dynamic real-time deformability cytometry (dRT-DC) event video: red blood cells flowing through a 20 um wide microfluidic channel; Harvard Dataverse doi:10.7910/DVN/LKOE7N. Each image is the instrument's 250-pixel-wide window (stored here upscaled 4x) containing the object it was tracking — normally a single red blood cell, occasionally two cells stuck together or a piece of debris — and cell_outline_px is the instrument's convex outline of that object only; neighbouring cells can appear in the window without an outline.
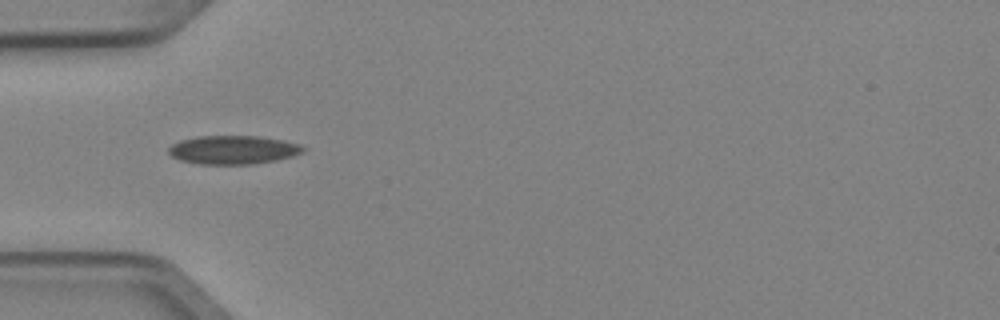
{"species": "Egyptian fruit bat (a non-hibernating species)", "species_latin": "Rousettus aegyptiacus", "temperature_condition": "cold", "stored_images_in_passage": 8, "camera_frame_rate_fps": 3000, "um_per_image_px": 0.085, "animal": {"sex": "female"}, "frame": {"image": 1, "passage_image": 5, "time_ms": 1.333, "image_size_px": [1000, 320], "cell_outline_px": [[308, 148], [304, 152], [292, 156], [276, 160], [252, 164], [200, 164], [180, 160], [172, 156], [168, 152], [168, 148], [172, 144], [180, 140], [200, 136], [260, 136], [284, 140], [300, 144]], "centroid_in_image_um": [19.85, 12.73], "position_along_channel_um": 65.1, "area_um2": 22.54}}
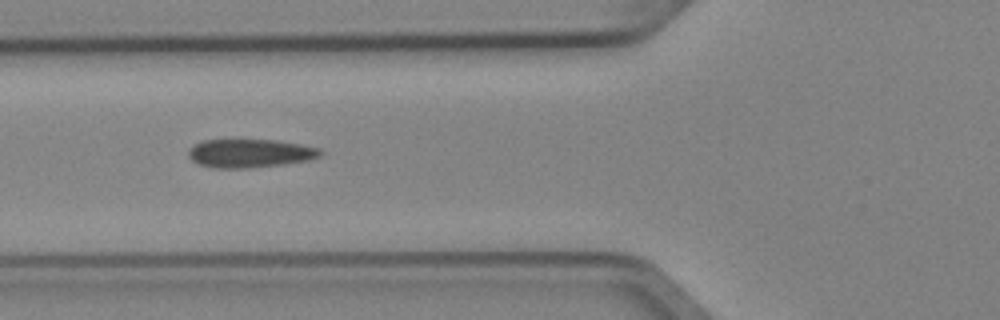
{"frame": {"image": 2, "passage_image": 6, "time_ms": 1.667, "image_size_px": [1000, 320], "cell_outline_px": [[324, 152], [320, 156], [308, 160], [280, 164], [244, 168], [212, 168], [200, 164], [192, 160], [188, 156], [188, 148], [204, 140], [276, 140], [300, 144], [320, 148]], "centroid_in_image_um": [21.24, 13.02], "position_along_channel_um": 104.6, "area_um2": 21.73}}
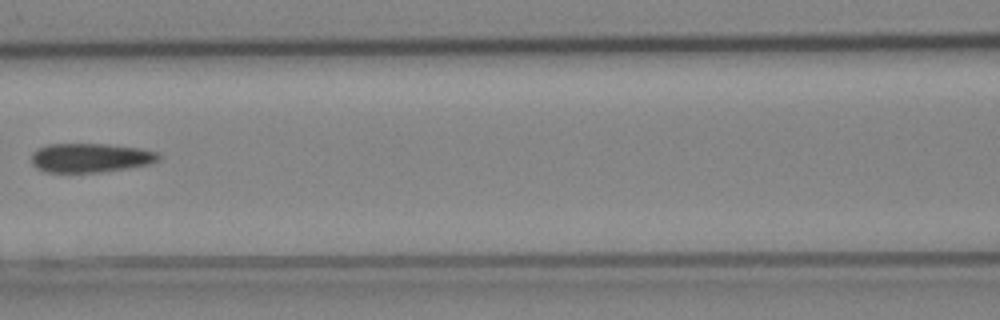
{"frame": {"image": 3, "passage_image": 7, "time_ms": 2.0, "image_size_px": [1000, 320], "cell_outline_px": [[160, 160], [148, 164], [128, 168], [100, 172], [44, 172], [36, 168], [32, 164], [32, 152], [48, 144], [108, 144], [140, 148], [160, 152]], "centroid_in_image_um": [7.71, 13.41], "position_along_channel_um": 158.9, "area_um2": 21.68}}